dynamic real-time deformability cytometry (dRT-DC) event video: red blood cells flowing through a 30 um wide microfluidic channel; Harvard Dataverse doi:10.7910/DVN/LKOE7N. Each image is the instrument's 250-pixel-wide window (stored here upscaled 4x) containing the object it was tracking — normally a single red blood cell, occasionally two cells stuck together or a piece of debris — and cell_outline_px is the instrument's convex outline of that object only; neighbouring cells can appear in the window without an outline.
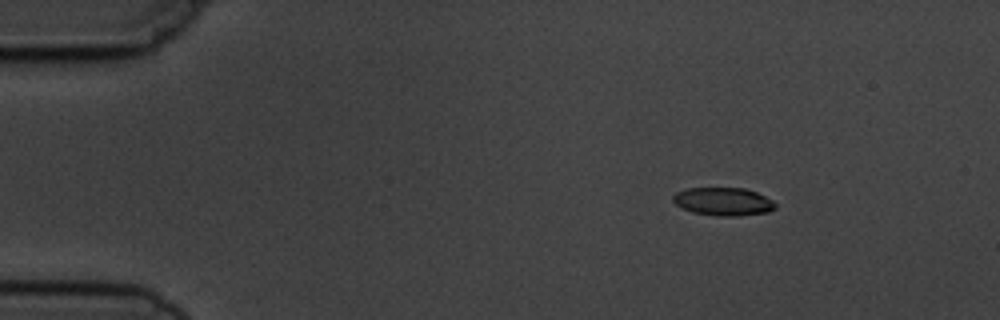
{"species": "common noctule bat (a hibernating species)", "species_latin": "Nyctalus noctula", "temperature_condition": "cold", "stored_images_in_passage": 7, "camera_frame_rate_fps": 3000, "um_per_image_px": 0.085, "animal": {"sex": "male", "body_mass_g": 19.5, "forearm_length_mm": 54.6}, "frame": {"image": 1, "passage_image": 2, "time_ms": 2.333, "image_size_px": [1000, 320], "cell_outline_px": [[776, 208], [768, 212], [736, 216], [716, 216], [692, 212], [676, 204], [672, 200], [672, 196], [676, 192], [688, 188], [744, 188], [756, 192], [772, 200], [776, 204]], "centroid_in_image_um": [61.48, 17.13], "position_along_channel_um": 23.5, "area_um2": 16.7}}
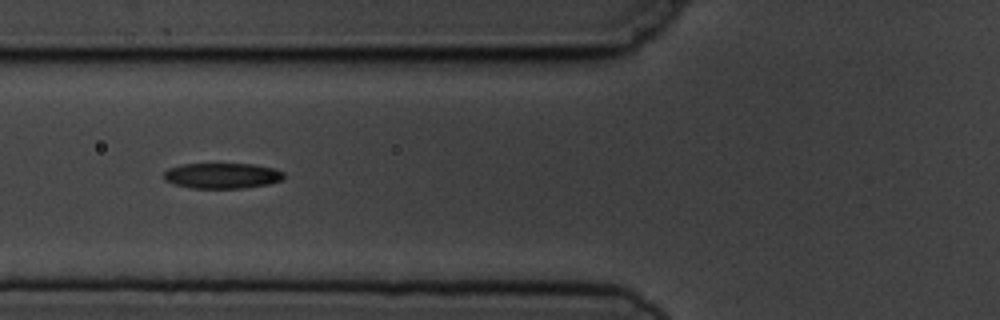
{"frame": {"image": 2, "passage_image": 6, "time_ms": 6.667, "image_size_px": [1000, 320], "cell_outline_px": [[284, 180], [268, 184], [244, 188], [192, 188], [172, 184], [164, 180], [164, 172], [168, 168], [180, 164], [252, 164], [276, 168], [284, 172]], "centroid_in_image_um": [18.89, 14.93], "position_along_channel_um": 106.9, "area_um2": 18.09}}
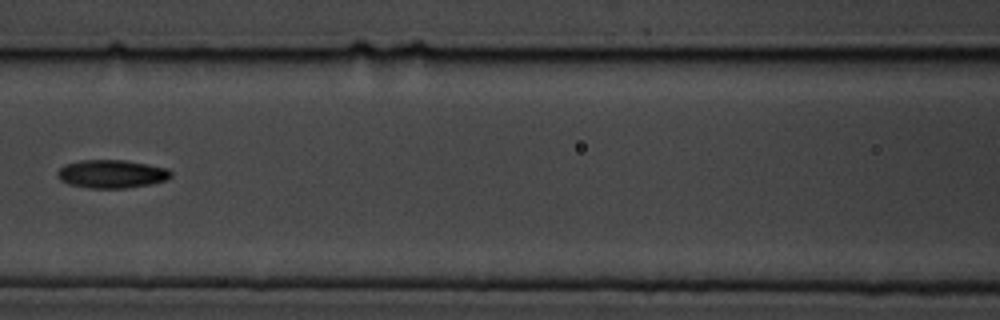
{"frame": {"image": 3, "passage_image": 7, "time_ms": 8.0, "image_size_px": [1000, 320], "cell_outline_px": [[172, 176], [168, 180], [152, 184], [124, 188], [88, 188], [68, 184], [60, 180], [56, 176], [56, 172], [64, 164], [80, 160], [124, 160], [148, 164], [168, 168], [172, 172]], "centroid_in_image_um": [9.49, 14.78], "position_along_channel_um": 157.1, "area_um2": 18.96}}